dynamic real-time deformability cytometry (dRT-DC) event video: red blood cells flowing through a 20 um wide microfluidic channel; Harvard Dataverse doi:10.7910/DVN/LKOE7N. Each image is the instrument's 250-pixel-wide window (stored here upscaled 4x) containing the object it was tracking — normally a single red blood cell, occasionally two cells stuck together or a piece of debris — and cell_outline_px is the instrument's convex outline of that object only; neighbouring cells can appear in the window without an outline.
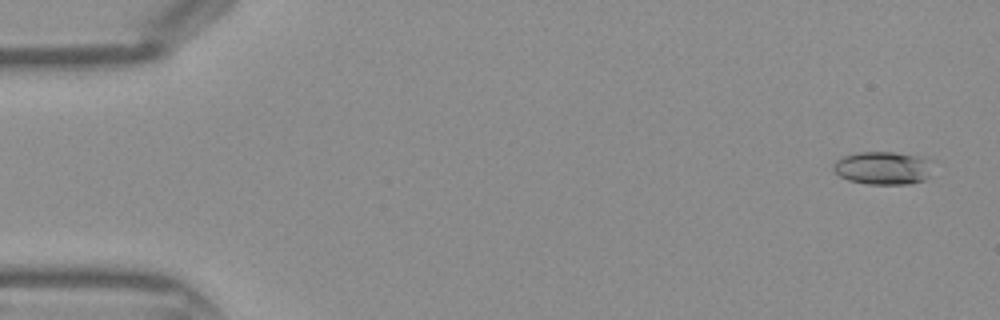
{"species": "Egyptian fruit bat (a non-hibernating species)", "species_latin": "Rousettus aegyptiacus", "temperature_condition": "warm", "stored_images_in_passage": 44, "camera_frame_rate_fps": 3000, "um_per_image_px": 0.085, "frame": {"image": 1, "passage_image": 2, "time_ms": 0.333, "image_size_px": [1000, 320], "cell_outline_px": [[936, 160], [928, 176], [924, 180], [908, 184], [864, 184], [848, 180], [832, 172], [832, 164], [836, 160], [844, 156], [860, 152], [896, 152], [928, 156]], "centroid_in_image_um": [75.12, 14.26], "position_along_channel_um": 9.9, "area_um2": 19.88}}
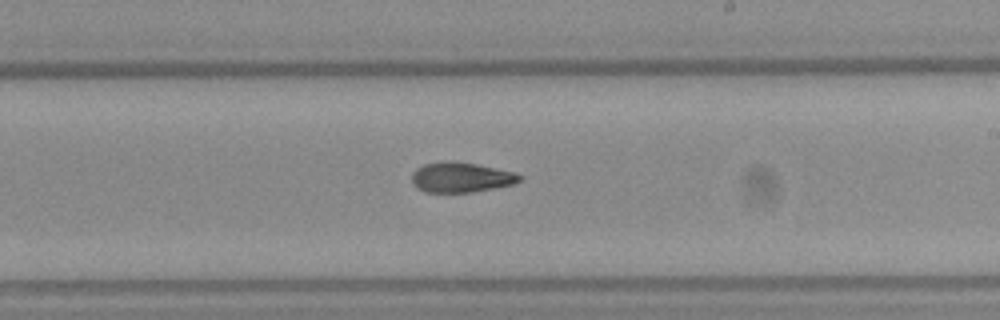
{"frame": {"image": 2, "passage_image": 26, "time_ms": 8.333, "image_size_px": [1000, 320], "cell_outline_px": [[524, 180], [516, 184], [496, 188], [472, 192], [424, 192], [416, 188], [412, 184], [412, 172], [416, 168], [424, 164], [444, 160], [452, 160], [476, 164], [516, 172], [524, 176]], "centroid_in_image_um": [39.22, 15.07], "position_along_channel_um": 249.8, "area_um2": 19.42}}
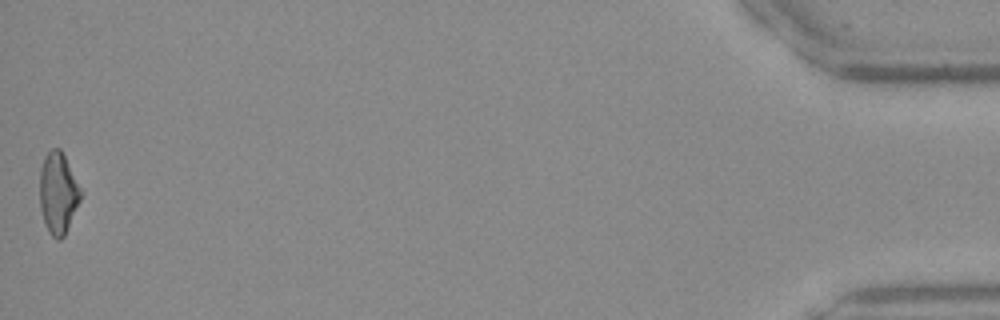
{"frame": {"image": 3, "passage_image": 44, "time_ms": 14.333, "image_size_px": [1000, 320], "cell_outline_px": [[80, 200], [64, 236], [60, 240], [56, 240], [48, 232], [40, 208], [40, 168], [44, 156], [52, 148], [60, 148], [80, 188]], "centroid_in_image_um": [4.91, 16.42], "position_along_channel_um": 430.3, "area_um2": 19.07}}